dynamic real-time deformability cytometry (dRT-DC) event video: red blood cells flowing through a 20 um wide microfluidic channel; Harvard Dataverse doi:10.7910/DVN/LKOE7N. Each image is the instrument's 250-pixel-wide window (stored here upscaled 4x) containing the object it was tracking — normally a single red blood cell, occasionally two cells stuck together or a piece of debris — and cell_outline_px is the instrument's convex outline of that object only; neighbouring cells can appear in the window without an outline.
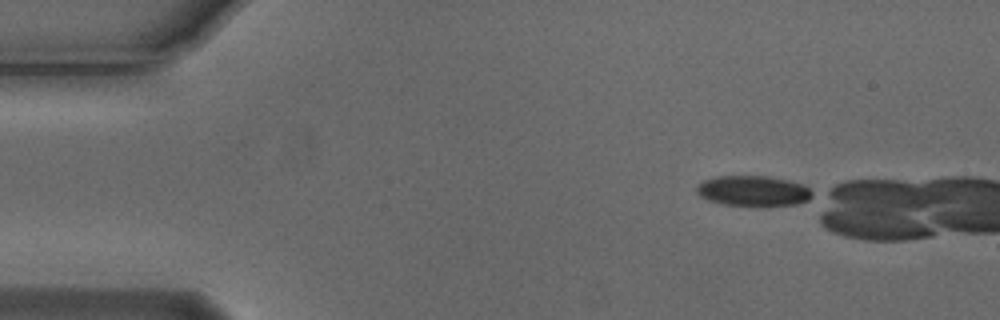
{"species": "Egyptian fruit bat (a non-hibernating species)", "species_latin": "Rousettus aegyptiacus", "temperature_condition": "cold", "stored_images_in_passage": 18, "camera_frame_rate_fps": 3000, "um_per_image_px": 0.085, "animal": {"sex": "male"}, "frame": {"image": 1, "passage_image": 1, "time_ms": 0.0, "image_size_px": [1000, 320], "cell_outline_px": [[816, 196], [808, 200], [796, 204], [760, 208], [724, 204], [708, 200], [700, 196], [696, 192], [696, 188], [704, 180], [716, 176], [768, 176], [788, 180], [800, 184], [816, 192]], "centroid_in_image_um": [64.08, 16.26], "position_along_channel_um": 20.9, "area_um2": 21.1}}
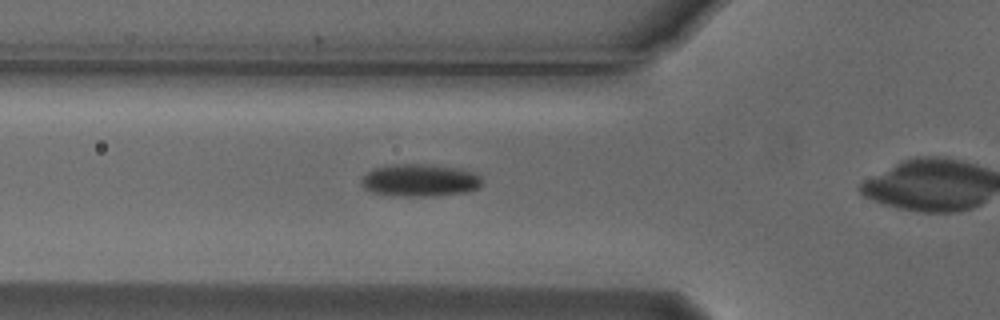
{"frame": {"image": 2, "passage_image": 13, "time_ms": 4.0, "image_size_px": [1000, 320], "cell_outline_px": [[484, 180], [480, 188], [464, 192], [432, 196], [400, 196], [372, 192], [364, 188], [360, 184], [360, 180], [372, 168], [388, 164], [428, 164], [460, 168], [476, 172]], "centroid_in_image_um": [35.71, 15.31], "position_along_channel_um": 90.1, "area_um2": 23.18}}
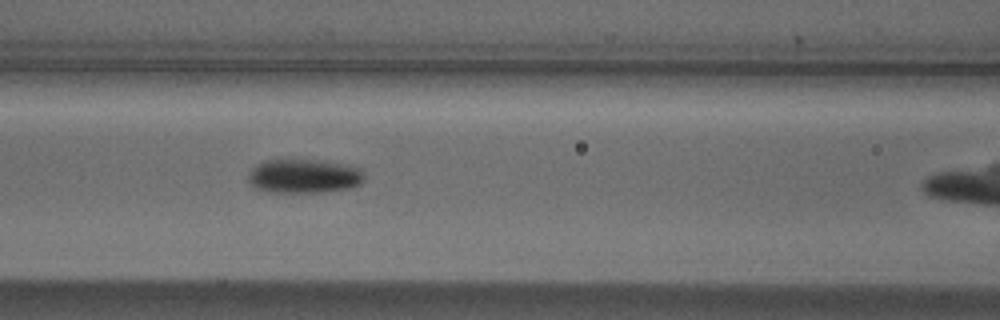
{"frame": {"image": 3, "passage_image": 17, "time_ms": 5.333, "image_size_px": [1000, 320], "cell_outline_px": [[364, 180], [360, 184], [348, 188], [324, 192], [272, 192], [256, 188], [248, 180], [248, 172], [256, 164], [264, 160], [320, 160], [348, 164], [360, 168], [364, 176]], "centroid_in_image_um": [25.84, 14.96], "position_along_channel_um": 140.8, "area_um2": 23.12}}